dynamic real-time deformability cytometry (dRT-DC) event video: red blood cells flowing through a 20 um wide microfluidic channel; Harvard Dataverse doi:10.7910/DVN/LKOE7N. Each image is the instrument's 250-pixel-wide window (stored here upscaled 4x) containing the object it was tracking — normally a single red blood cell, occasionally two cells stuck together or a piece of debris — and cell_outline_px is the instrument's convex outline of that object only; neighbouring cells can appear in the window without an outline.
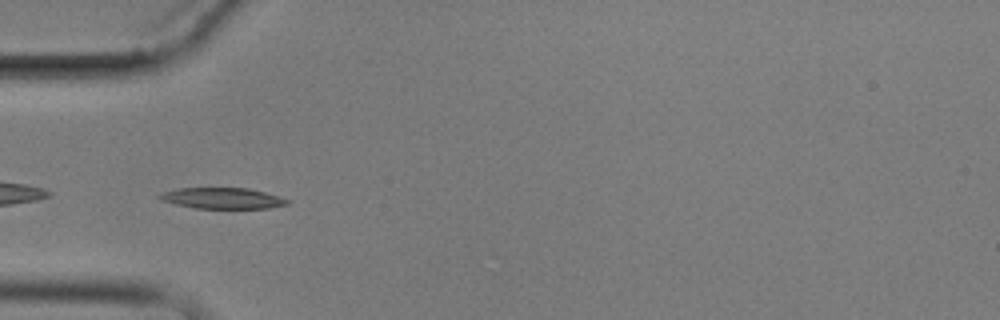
{"species": "common noctule bat (a hibernating species)", "species_latin": "Nyctalus noctula", "temperature_condition": "cold", "stored_images_in_passage": 4, "camera_frame_rate_fps": 3000, "um_per_image_px": 0.085, "animal": {"sex": "male", "body_mass_g": 17.9}, "frame": {"image": 1, "passage_image": 3, "time_ms": 2.333, "image_size_px": [1000, 320], "cell_outline_px": [[292, 200], [288, 204], [268, 208], [196, 208], [176, 204], [160, 200], [156, 196], [164, 192], [180, 188], [248, 188], [280, 196]], "centroid_in_image_um": [18.94, 16.85], "position_along_channel_um": 66.1, "area_um2": 15.55}}
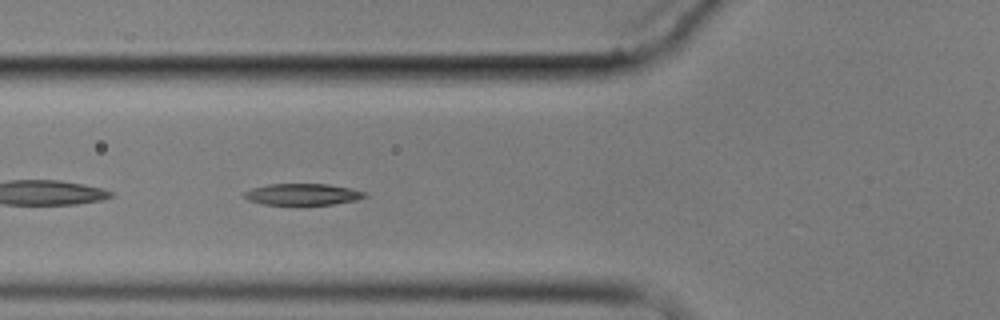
{"frame": {"image": 2, "passage_image": 4, "time_ms": 3.333, "image_size_px": [1000, 320], "cell_outline_px": [[368, 196], [356, 200], [332, 204], [264, 204], [248, 200], [244, 196], [244, 192], [252, 188], [268, 184], [328, 184], [352, 188], [364, 192]], "centroid_in_image_um": [25.74, 16.5], "position_along_channel_um": 100.1, "area_um2": 14.91}}